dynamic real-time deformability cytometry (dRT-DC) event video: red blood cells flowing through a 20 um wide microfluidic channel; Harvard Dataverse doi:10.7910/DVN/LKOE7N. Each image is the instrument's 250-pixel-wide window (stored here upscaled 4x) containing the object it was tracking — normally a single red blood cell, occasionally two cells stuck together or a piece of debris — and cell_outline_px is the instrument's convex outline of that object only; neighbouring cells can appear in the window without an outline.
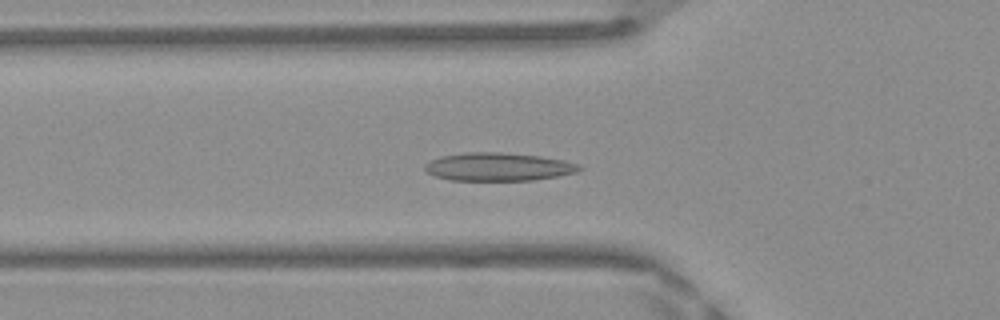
{"species": "Egyptian fruit bat (a non-hibernating species)", "species_latin": "Rousettus aegyptiacus", "temperature_condition": "warm", "stored_images_in_passage": 49, "camera_frame_rate_fps": 3000, "um_per_image_px": 0.085, "frame": {"image": 1, "passage_image": 16, "time_ms": 5.0, "image_size_px": [1000, 320], "cell_outline_px": [[584, 168], [576, 172], [556, 176], [532, 180], [452, 180], [436, 176], [428, 172], [424, 168], [424, 164], [440, 156], [464, 152], [500, 152], [540, 156], [564, 160], [580, 164]], "centroid_in_image_um": [42.37, 14.17], "position_along_channel_um": 83.4, "area_um2": 25.26}}
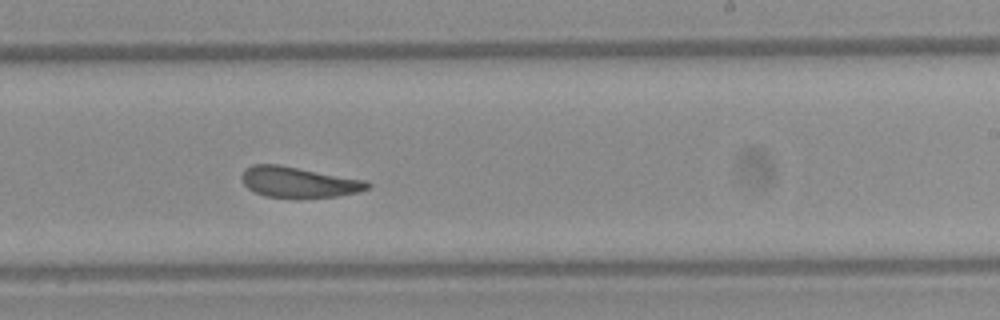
{"frame": {"image": 2, "passage_image": 29, "time_ms": 9.333, "image_size_px": [1000, 320], "cell_outline_px": [[372, 184], [368, 188], [356, 192], [340, 196], [268, 196], [256, 192], [248, 188], [244, 184], [240, 176], [244, 168], [252, 164], [276, 164], [368, 180]], "centroid_in_image_um": [25.38, 15.45], "position_along_channel_um": 263.6, "area_um2": 22.02}}
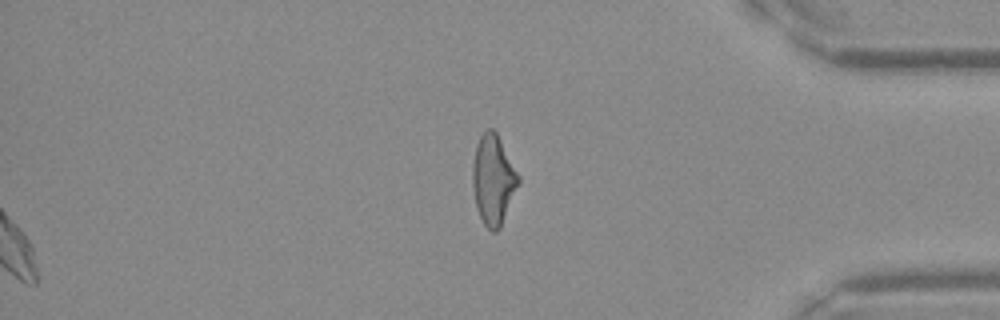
{"frame": {"image": 3, "passage_image": 49, "time_ms": 16.0, "image_size_px": [1000, 320], "cell_outline_px": [[520, 180], [500, 228], [496, 232], [492, 232], [484, 224], [476, 208], [472, 184], [472, 164], [476, 144], [480, 136], [488, 128], [492, 128], [496, 132], [520, 176]], "centroid_in_image_um": [41.91, 15.27], "position_along_channel_um": 393.3, "area_um2": 23.87}, "authors_computed_cell_mechanics": {"area_um2": 23.5246, "velocity_mm_per_s": 4.1491, "shape_relaxation_time_tau1_ms": 5.6921, "shape_relaxation_time_tau2_ms": 1.7481, "deformation_change_tau1": 0.141, "deformation_change_tau2": 0.082}}